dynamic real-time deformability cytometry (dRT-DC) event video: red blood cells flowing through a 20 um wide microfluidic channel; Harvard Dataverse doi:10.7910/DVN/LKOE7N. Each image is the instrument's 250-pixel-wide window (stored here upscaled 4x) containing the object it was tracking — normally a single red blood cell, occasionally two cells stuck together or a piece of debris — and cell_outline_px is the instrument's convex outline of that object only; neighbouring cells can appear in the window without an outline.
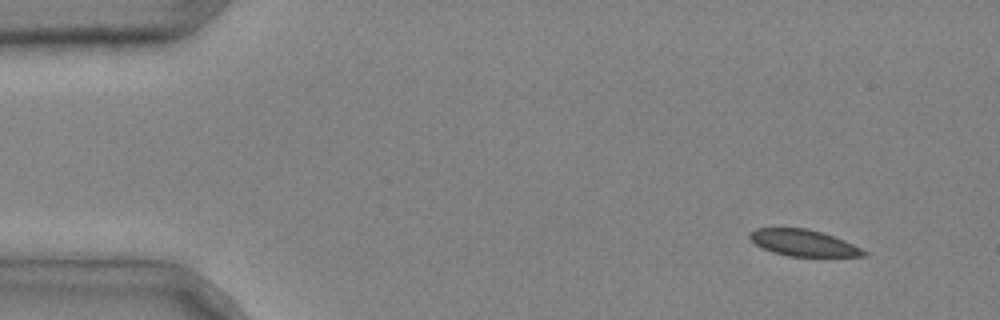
{"species": "common noctule bat (a hibernating species)", "species_latin": "Nyctalus noctula", "temperature_condition": "cold", "stored_images_in_passage": 6, "camera_frame_rate_fps": 3000, "um_per_image_px": 0.085, "animal": {"sex": "male", "body_mass_g": 20.4}, "frame": {"image": 1, "passage_image": 1, "time_ms": 0.0, "image_size_px": [1000, 320], "cell_outline_px": [[868, 256], [788, 256], [772, 252], [756, 244], [748, 236], [748, 232], [756, 228], [808, 228], [844, 240], [868, 252]], "centroid_in_image_um": [68.27, 20.64], "position_along_channel_um": 16.7, "area_um2": 17.4}}